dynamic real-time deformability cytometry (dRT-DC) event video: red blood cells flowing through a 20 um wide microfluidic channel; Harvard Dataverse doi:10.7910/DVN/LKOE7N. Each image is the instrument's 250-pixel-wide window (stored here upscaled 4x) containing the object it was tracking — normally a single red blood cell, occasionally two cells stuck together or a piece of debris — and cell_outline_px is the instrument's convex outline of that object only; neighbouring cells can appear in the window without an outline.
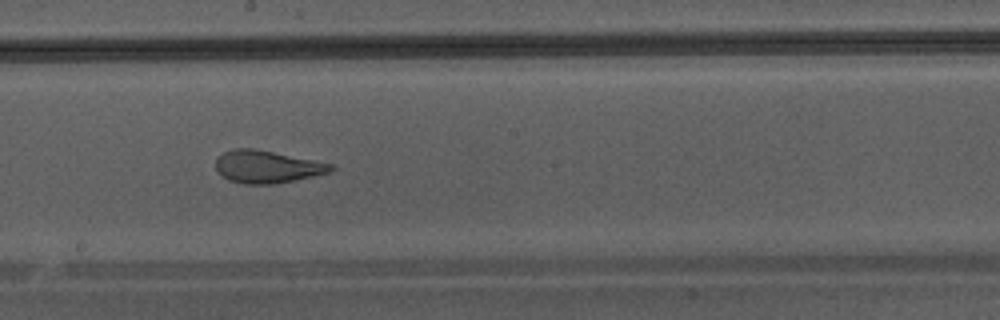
{"species": "Egyptian fruit bat (a non-hibernating species)", "species_latin": "Rousettus aegyptiacus", "temperature_condition": "warm", "stored_images_in_passage": 48, "camera_frame_rate_fps": 3000, "um_per_image_px": 0.085, "animal": {"sex": "male"}, "frame": {"image": 1, "passage_image": 28, "time_ms": 9.0, "image_size_px": [1000, 320], "cell_outline_px": [[336, 168], [332, 172], [296, 180], [276, 184], [244, 184], [228, 180], [216, 172], [216, 160], [224, 152], [232, 148], [252, 148], [332, 164]], "centroid_in_image_um": [22.69, 14.19], "position_along_channel_um": 225.5, "area_um2": 21.79}}